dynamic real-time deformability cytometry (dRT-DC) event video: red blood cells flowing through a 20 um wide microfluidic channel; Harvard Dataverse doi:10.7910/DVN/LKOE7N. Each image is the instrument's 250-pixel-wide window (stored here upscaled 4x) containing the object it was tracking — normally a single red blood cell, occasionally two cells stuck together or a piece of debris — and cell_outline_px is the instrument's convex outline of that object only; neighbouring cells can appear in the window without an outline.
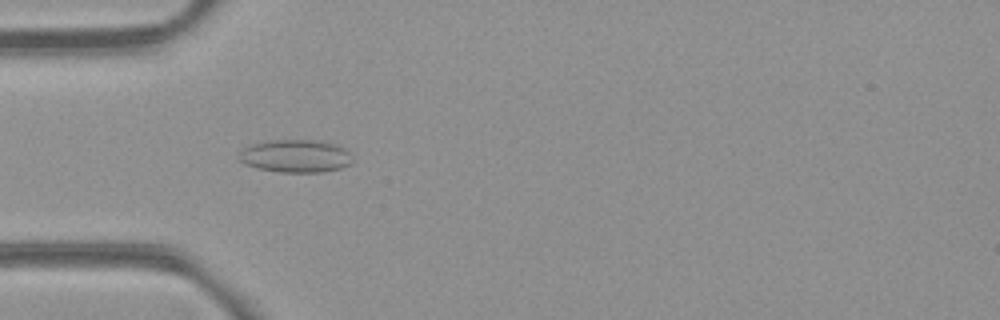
{"species": "common noctule bat (a hibernating species)", "species_latin": "Nyctalus noctula", "temperature_condition": "room temperature", "stored_images_in_passage": 40, "camera_frame_rate_fps": 3000, "um_per_image_px": 0.085, "animal": {"sex": "female", "body_mass_g": 21.9}, "frame": {"image": 1, "passage_image": 4, "time_ms": 1.0, "image_size_px": [1000, 320], "cell_outline_px": [[352, 164], [340, 168], [324, 172], [280, 172], [256, 168], [244, 164], [236, 156], [244, 148], [252, 144], [268, 140], [320, 140], [336, 144], [344, 148], [348, 152], [352, 160]], "centroid_in_image_um": [25.11, 13.26], "position_along_channel_um": 59.9, "area_um2": 21.91}}
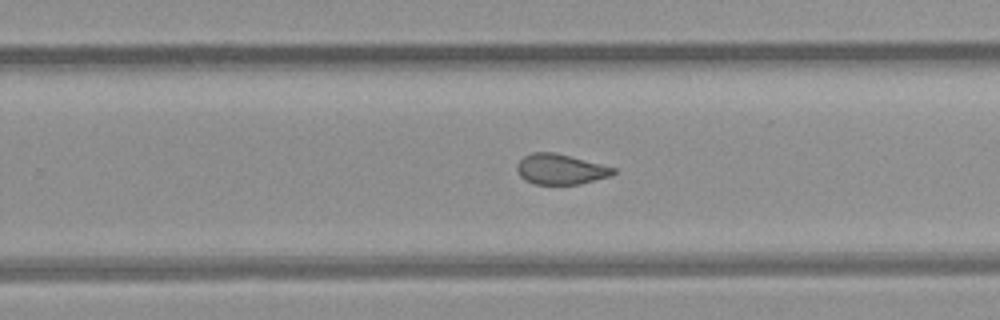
{"frame": {"image": 2, "passage_image": 21, "time_ms": 6.667, "image_size_px": [1000, 320], "cell_outline_px": [[616, 172], [612, 176], [580, 184], [532, 184], [524, 180], [520, 176], [516, 168], [516, 164], [524, 156], [532, 152], [556, 152], [616, 168]], "centroid_in_image_um": [47.64, 14.38], "position_along_channel_um": 282.2, "area_um2": 17.22}}
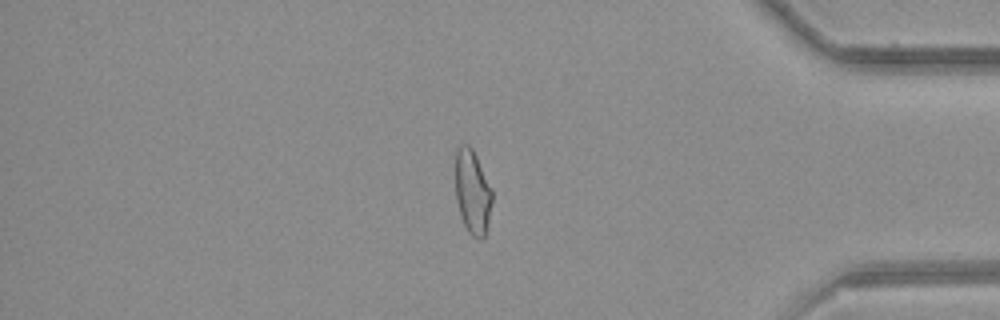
{"frame": {"image": 3, "passage_image": 32, "time_ms": 10.333, "image_size_px": [1000, 320], "cell_outline_px": [[492, 200], [488, 224], [484, 236], [480, 240], [472, 236], [468, 232], [460, 216], [456, 200], [456, 148], [460, 144], [468, 144], [472, 148], [492, 188]], "centroid_in_image_um": [40.16, 16.32], "position_along_channel_um": 395.0, "area_um2": 18.09}, "authors_computed_cell_mechanics": {"area_um2": 18.4093, "velocity_mm_per_s": 3.9582, "shape_relaxation_time_tau1_ms": null, "shape_relaxation_time_tau2_ms": 1.3927, "deformation_change_tau1": null, "deformation_change_tau2": 0.0668}}